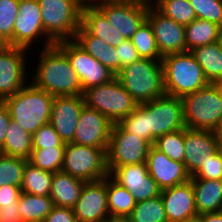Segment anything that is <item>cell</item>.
Instances as JSON below:
<instances>
[{"mask_svg":"<svg viewBox=\"0 0 222 222\" xmlns=\"http://www.w3.org/2000/svg\"><path fill=\"white\" fill-rule=\"evenodd\" d=\"M38 65L31 80L35 87L54 97L82 95V86L75 70L65 55L56 45L41 49Z\"/></svg>","mask_w":222,"mask_h":222,"instance_id":"cell-1","label":"cell"},{"mask_svg":"<svg viewBox=\"0 0 222 222\" xmlns=\"http://www.w3.org/2000/svg\"><path fill=\"white\" fill-rule=\"evenodd\" d=\"M53 95L35 87L30 81L20 91L3 100L11 119L33 135L50 121Z\"/></svg>","mask_w":222,"mask_h":222,"instance_id":"cell-2","label":"cell"},{"mask_svg":"<svg viewBox=\"0 0 222 222\" xmlns=\"http://www.w3.org/2000/svg\"><path fill=\"white\" fill-rule=\"evenodd\" d=\"M137 104L165 95L161 60L140 58L115 76Z\"/></svg>","mask_w":222,"mask_h":222,"instance_id":"cell-3","label":"cell"},{"mask_svg":"<svg viewBox=\"0 0 222 222\" xmlns=\"http://www.w3.org/2000/svg\"><path fill=\"white\" fill-rule=\"evenodd\" d=\"M161 62L167 95L182 98L210 84L190 51L167 54L162 57Z\"/></svg>","mask_w":222,"mask_h":222,"instance_id":"cell-4","label":"cell"},{"mask_svg":"<svg viewBox=\"0 0 222 222\" xmlns=\"http://www.w3.org/2000/svg\"><path fill=\"white\" fill-rule=\"evenodd\" d=\"M182 102L186 128L215 130L222 118V94L215 84L184 95Z\"/></svg>","mask_w":222,"mask_h":222,"instance_id":"cell-5","label":"cell"},{"mask_svg":"<svg viewBox=\"0 0 222 222\" xmlns=\"http://www.w3.org/2000/svg\"><path fill=\"white\" fill-rule=\"evenodd\" d=\"M44 33L54 42L74 40L81 26L78 0H38Z\"/></svg>","mask_w":222,"mask_h":222,"instance_id":"cell-6","label":"cell"},{"mask_svg":"<svg viewBox=\"0 0 222 222\" xmlns=\"http://www.w3.org/2000/svg\"><path fill=\"white\" fill-rule=\"evenodd\" d=\"M82 95L87 107L96 109L112 123H118L138 106L116 77L84 90Z\"/></svg>","mask_w":222,"mask_h":222,"instance_id":"cell-7","label":"cell"},{"mask_svg":"<svg viewBox=\"0 0 222 222\" xmlns=\"http://www.w3.org/2000/svg\"><path fill=\"white\" fill-rule=\"evenodd\" d=\"M62 172L85 182L105 179L109 173L102 148L66 143Z\"/></svg>","mask_w":222,"mask_h":222,"instance_id":"cell-8","label":"cell"},{"mask_svg":"<svg viewBox=\"0 0 222 222\" xmlns=\"http://www.w3.org/2000/svg\"><path fill=\"white\" fill-rule=\"evenodd\" d=\"M151 146L140 136L125 131L118 123H113L106 151L108 173L119 166L146 162Z\"/></svg>","mask_w":222,"mask_h":222,"instance_id":"cell-9","label":"cell"},{"mask_svg":"<svg viewBox=\"0 0 222 222\" xmlns=\"http://www.w3.org/2000/svg\"><path fill=\"white\" fill-rule=\"evenodd\" d=\"M148 142L153 145L156 138L186 128L182 98L163 95L147 102Z\"/></svg>","mask_w":222,"mask_h":222,"instance_id":"cell-10","label":"cell"},{"mask_svg":"<svg viewBox=\"0 0 222 222\" xmlns=\"http://www.w3.org/2000/svg\"><path fill=\"white\" fill-rule=\"evenodd\" d=\"M55 44L65 53L71 67L77 73L82 91L108 83L115 78V74L82 49L74 40H63Z\"/></svg>","mask_w":222,"mask_h":222,"instance_id":"cell-11","label":"cell"},{"mask_svg":"<svg viewBox=\"0 0 222 222\" xmlns=\"http://www.w3.org/2000/svg\"><path fill=\"white\" fill-rule=\"evenodd\" d=\"M151 2L145 0H113L96 7L125 39H130L147 19Z\"/></svg>","mask_w":222,"mask_h":222,"instance_id":"cell-12","label":"cell"},{"mask_svg":"<svg viewBox=\"0 0 222 222\" xmlns=\"http://www.w3.org/2000/svg\"><path fill=\"white\" fill-rule=\"evenodd\" d=\"M28 51L22 47L0 45V101L13 96L28 84Z\"/></svg>","mask_w":222,"mask_h":222,"instance_id":"cell-13","label":"cell"},{"mask_svg":"<svg viewBox=\"0 0 222 222\" xmlns=\"http://www.w3.org/2000/svg\"><path fill=\"white\" fill-rule=\"evenodd\" d=\"M41 48L55 44L45 33L42 24L40 4L38 0H19L18 15L13 29V46L30 50L40 40ZM44 37V38H43Z\"/></svg>","mask_w":222,"mask_h":222,"instance_id":"cell-14","label":"cell"},{"mask_svg":"<svg viewBox=\"0 0 222 222\" xmlns=\"http://www.w3.org/2000/svg\"><path fill=\"white\" fill-rule=\"evenodd\" d=\"M77 222H107L110 220L107 200V177L85 182L80 197L72 208Z\"/></svg>","mask_w":222,"mask_h":222,"instance_id":"cell-15","label":"cell"},{"mask_svg":"<svg viewBox=\"0 0 222 222\" xmlns=\"http://www.w3.org/2000/svg\"><path fill=\"white\" fill-rule=\"evenodd\" d=\"M113 123L96 109L84 105L72 143L108 149Z\"/></svg>","mask_w":222,"mask_h":222,"instance_id":"cell-16","label":"cell"},{"mask_svg":"<svg viewBox=\"0 0 222 222\" xmlns=\"http://www.w3.org/2000/svg\"><path fill=\"white\" fill-rule=\"evenodd\" d=\"M147 20L152 26L160 55L186 52L185 26L165 17L152 4L149 5Z\"/></svg>","mask_w":222,"mask_h":222,"instance_id":"cell-17","label":"cell"},{"mask_svg":"<svg viewBox=\"0 0 222 222\" xmlns=\"http://www.w3.org/2000/svg\"><path fill=\"white\" fill-rule=\"evenodd\" d=\"M109 176L125 187L136 203L161 195L162 190L149 175L146 162L116 167Z\"/></svg>","mask_w":222,"mask_h":222,"instance_id":"cell-18","label":"cell"},{"mask_svg":"<svg viewBox=\"0 0 222 222\" xmlns=\"http://www.w3.org/2000/svg\"><path fill=\"white\" fill-rule=\"evenodd\" d=\"M219 149L214 131L184 128V164L191 177Z\"/></svg>","mask_w":222,"mask_h":222,"instance_id":"cell-19","label":"cell"},{"mask_svg":"<svg viewBox=\"0 0 222 222\" xmlns=\"http://www.w3.org/2000/svg\"><path fill=\"white\" fill-rule=\"evenodd\" d=\"M85 103L83 95L54 97L49 123L64 143H70Z\"/></svg>","mask_w":222,"mask_h":222,"instance_id":"cell-20","label":"cell"},{"mask_svg":"<svg viewBox=\"0 0 222 222\" xmlns=\"http://www.w3.org/2000/svg\"><path fill=\"white\" fill-rule=\"evenodd\" d=\"M146 165L149 175L161 190L185 183L191 179L184 163L170 159L153 145L147 155Z\"/></svg>","mask_w":222,"mask_h":222,"instance_id":"cell-21","label":"cell"},{"mask_svg":"<svg viewBox=\"0 0 222 222\" xmlns=\"http://www.w3.org/2000/svg\"><path fill=\"white\" fill-rule=\"evenodd\" d=\"M168 222H187L198 217L191 179L161 191Z\"/></svg>","mask_w":222,"mask_h":222,"instance_id":"cell-22","label":"cell"},{"mask_svg":"<svg viewBox=\"0 0 222 222\" xmlns=\"http://www.w3.org/2000/svg\"><path fill=\"white\" fill-rule=\"evenodd\" d=\"M81 26L90 35L100 38L113 47H118L126 40L96 6L82 7Z\"/></svg>","mask_w":222,"mask_h":222,"instance_id":"cell-23","label":"cell"},{"mask_svg":"<svg viewBox=\"0 0 222 222\" xmlns=\"http://www.w3.org/2000/svg\"><path fill=\"white\" fill-rule=\"evenodd\" d=\"M198 215L222 211V180L191 178Z\"/></svg>","mask_w":222,"mask_h":222,"instance_id":"cell-24","label":"cell"},{"mask_svg":"<svg viewBox=\"0 0 222 222\" xmlns=\"http://www.w3.org/2000/svg\"><path fill=\"white\" fill-rule=\"evenodd\" d=\"M74 41L113 74L116 75L119 72V56L115 47L108 45L96 36L90 35L82 26L77 31Z\"/></svg>","mask_w":222,"mask_h":222,"instance_id":"cell-25","label":"cell"},{"mask_svg":"<svg viewBox=\"0 0 222 222\" xmlns=\"http://www.w3.org/2000/svg\"><path fill=\"white\" fill-rule=\"evenodd\" d=\"M85 181L62 171L53 173L50 197L54 206L73 208Z\"/></svg>","mask_w":222,"mask_h":222,"instance_id":"cell-26","label":"cell"},{"mask_svg":"<svg viewBox=\"0 0 222 222\" xmlns=\"http://www.w3.org/2000/svg\"><path fill=\"white\" fill-rule=\"evenodd\" d=\"M107 200L111 219L126 220L136 205L133 195L107 176Z\"/></svg>","mask_w":222,"mask_h":222,"instance_id":"cell-27","label":"cell"},{"mask_svg":"<svg viewBox=\"0 0 222 222\" xmlns=\"http://www.w3.org/2000/svg\"><path fill=\"white\" fill-rule=\"evenodd\" d=\"M209 83L215 84L222 78V51L218 42L199 46L190 51Z\"/></svg>","mask_w":222,"mask_h":222,"instance_id":"cell-28","label":"cell"},{"mask_svg":"<svg viewBox=\"0 0 222 222\" xmlns=\"http://www.w3.org/2000/svg\"><path fill=\"white\" fill-rule=\"evenodd\" d=\"M32 149V135L11 119L0 153L28 160Z\"/></svg>","mask_w":222,"mask_h":222,"instance_id":"cell-29","label":"cell"},{"mask_svg":"<svg viewBox=\"0 0 222 222\" xmlns=\"http://www.w3.org/2000/svg\"><path fill=\"white\" fill-rule=\"evenodd\" d=\"M221 30L222 28L215 23L196 18L190 24L185 25L186 52L217 42Z\"/></svg>","mask_w":222,"mask_h":222,"instance_id":"cell-30","label":"cell"},{"mask_svg":"<svg viewBox=\"0 0 222 222\" xmlns=\"http://www.w3.org/2000/svg\"><path fill=\"white\" fill-rule=\"evenodd\" d=\"M54 207L50 196H37L21 192L18 209L24 222H43Z\"/></svg>","mask_w":222,"mask_h":222,"instance_id":"cell-31","label":"cell"},{"mask_svg":"<svg viewBox=\"0 0 222 222\" xmlns=\"http://www.w3.org/2000/svg\"><path fill=\"white\" fill-rule=\"evenodd\" d=\"M22 176V192L37 196L50 195L53 172L42 170L27 161Z\"/></svg>","mask_w":222,"mask_h":222,"instance_id":"cell-32","label":"cell"},{"mask_svg":"<svg viewBox=\"0 0 222 222\" xmlns=\"http://www.w3.org/2000/svg\"><path fill=\"white\" fill-rule=\"evenodd\" d=\"M151 4L165 17L184 26L197 18L189 0H153Z\"/></svg>","mask_w":222,"mask_h":222,"instance_id":"cell-33","label":"cell"},{"mask_svg":"<svg viewBox=\"0 0 222 222\" xmlns=\"http://www.w3.org/2000/svg\"><path fill=\"white\" fill-rule=\"evenodd\" d=\"M127 222H168L161 195L136 203Z\"/></svg>","mask_w":222,"mask_h":222,"instance_id":"cell-34","label":"cell"},{"mask_svg":"<svg viewBox=\"0 0 222 222\" xmlns=\"http://www.w3.org/2000/svg\"><path fill=\"white\" fill-rule=\"evenodd\" d=\"M65 147L33 148L28 159L32 165L49 172L62 170Z\"/></svg>","mask_w":222,"mask_h":222,"instance_id":"cell-35","label":"cell"},{"mask_svg":"<svg viewBox=\"0 0 222 222\" xmlns=\"http://www.w3.org/2000/svg\"><path fill=\"white\" fill-rule=\"evenodd\" d=\"M141 58L161 60L151 24L146 19L130 38Z\"/></svg>","mask_w":222,"mask_h":222,"instance_id":"cell-36","label":"cell"},{"mask_svg":"<svg viewBox=\"0 0 222 222\" xmlns=\"http://www.w3.org/2000/svg\"><path fill=\"white\" fill-rule=\"evenodd\" d=\"M19 0H0V45L13 46V29Z\"/></svg>","mask_w":222,"mask_h":222,"instance_id":"cell-37","label":"cell"},{"mask_svg":"<svg viewBox=\"0 0 222 222\" xmlns=\"http://www.w3.org/2000/svg\"><path fill=\"white\" fill-rule=\"evenodd\" d=\"M153 146L170 159L184 163V129L156 138Z\"/></svg>","mask_w":222,"mask_h":222,"instance_id":"cell-38","label":"cell"},{"mask_svg":"<svg viewBox=\"0 0 222 222\" xmlns=\"http://www.w3.org/2000/svg\"><path fill=\"white\" fill-rule=\"evenodd\" d=\"M28 160L0 153V186H21L23 169Z\"/></svg>","mask_w":222,"mask_h":222,"instance_id":"cell-39","label":"cell"},{"mask_svg":"<svg viewBox=\"0 0 222 222\" xmlns=\"http://www.w3.org/2000/svg\"><path fill=\"white\" fill-rule=\"evenodd\" d=\"M118 124L127 132L138 135L148 142L147 102L138 106Z\"/></svg>","mask_w":222,"mask_h":222,"instance_id":"cell-40","label":"cell"},{"mask_svg":"<svg viewBox=\"0 0 222 222\" xmlns=\"http://www.w3.org/2000/svg\"><path fill=\"white\" fill-rule=\"evenodd\" d=\"M196 17L222 28V0H189Z\"/></svg>","mask_w":222,"mask_h":222,"instance_id":"cell-41","label":"cell"},{"mask_svg":"<svg viewBox=\"0 0 222 222\" xmlns=\"http://www.w3.org/2000/svg\"><path fill=\"white\" fill-rule=\"evenodd\" d=\"M64 143L53 126L48 123L41 126L32 135V147L33 148H49V147H65Z\"/></svg>","mask_w":222,"mask_h":222,"instance_id":"cell-42","label":"cell"},{"mask_svg":"<svg viewBox=\"0 0 222 222\" xmlns=\"http://www.w3.org/2000/svg\"><path fill=\"white\" fill-rule=\"evenodd\" d=\"M191 178L222 180V148L205 164H202V167Z\"/></svg>","mask_w":222,"mask_h":222,"instance_id":"cell-43","label":"cell"},{"mask_svg":"<svg viewBox=\"0 0 222 222\" xmlns=\"http://www.w3.org/2000/svg\"><path fill=\"white\" fill-rule=\"evenodd\" d=\"M115 49L119 56V71L121 68L141 58L130 39L124 40L118 47H115Z\"/></svg>","mask_w":222,"mask_h":222,"instance_id":"cell-44","label":"cell"},{"mask_svg":"<svg viewBox=\"0 0 222 222\" xmlns=\"http://www.w3.org/2000/svg\"><path fill=\"white\" fill-rule=\"evenodd\" d=\"M21 187L14 185L0 186V207L9 205H18Z\"/></svg>","mask_w":222,"mask_h":222,"instance_id":"cell-45","label":"cell"},{"mask_svg":"<svg viewBox=\"0 0 222 222\" xmlns=\"http://www.w3.org/2000/svg\"><path fill=\"white\" fill-rule=\"evenodd\" d=\"M43 222H77L72 208L54 206Z\"/></svg>","mask_w":222,"mask_h":222,"instance_id":"cell-46","label":"cell"},{"mask_svg":"<svg viewBox=\"0 0 222 222\" xmlns=\"http://www.w3.org/2000/svg\"><path fill=\"white\" fill-rule=\"evenodd\" d=\"M0 208V222H24L19 213L18 205H5Z\"/></svg>","mask_w":222,"mask_h":222,"instance_id":"cell-47","label":"cell"},{"mask_svg":"<svg viewBox=\"0 0 222 222\" xmlns=\"http://www.w3.org/2000/svg\"><path fill=\"white\" fill-rule=\"evenodd\" d=\"M11 122V115L4 104L0 101V148L3 146L6 137V131Z\"/></svg>","mask_w":222,"mask_h":222,"instance_id":"cell-48","label":"cell"},{"mask_svg":"<svg viewBox=\"0 0 222 222\" xmlns=\"http://www.w3.org/2000/svg\"><path fill=\"white\" fill-rule=\"evenodd\" d=\"M201 222H222V211L215 213H206L198 215L197 217Z\"/></svg>","mask_w":222,"mask_h":222,"instance_id":"cell-49","label":"cell"},{"mask_svg":"<svg viewBox=\"0 0 222 222\" xmlns=\"http://www.w3.org/2000/svg\"><path fill=\"white\" fill-rule=\"evenodd\" d=\"M107 1H113V0H78L79 4L82 7L85 6H96L99 3L107 2Z\"/></svg>","mask_w":222,"mask_h":222,"instance_id":"cell-50","label":"cell"},{"mask_svg":"<svg viewBox=\"0 0 222 222\" xmlns=\"http://www.w3.org/2000/svg\"><path fill=\"white\" fill-rule=\"evenodd\" d=\"M217 141L219 142L220 148H222V118L219 121L218 126L214 130Z\"/></svg>","mask_w":222,"mask_h":222,"instance_id":"cell-51","label":"cell"},{"mask_svg":"<svg viewBox=\"0 0 222 222\" xmlns=\"http://www.w3.org/2000/svg\"><path fill=\"white\" fill-rule=\"evenodd\" d=\"M215 85L219 88V90H220V92H221V94H222V78L219 79V80L215 83Z\"/></svg>","mask_w":222,"mask_h":222,"instance_id":"cell-52","label":"cell"},{"mask_svg":"<svg viewBox=\"0 0 222 222\" xmlns=\"http://www.w3.org/2000/svg\"><path fill=\"white\" fill-rule=\"evenodd\" d=\"M218 44H219V46H220V48H221V51H222V30H221V32H220V34H219V38H218Z\"/></svg>","mask_w":222,"mask_h":222,"instance_id":"cell-53","label":"cell"},{"mask_svg":"<svg viewBox=\"0 0 222 222\" xmlns=\"http://www.w3.org/2000/svg\"><path fill=\"white\" fill-rule=\"evenodd\" d=\"M107 222H127L126 220L110 219Z\"/></svg>","mask_w":222,"mask_h":222,"instance_id":"cell-54","label":"cell"},{"mask_svg":"<svg viewBox=\"0 0 222 222\" xmlns=\"http://www.w3.org/2000/svg\"><path fill=\"white\" fill-rule=\"evenodd\" d=\"M187 222H201V221L198 218H195V219L189 220Z\"/></svg>","mask_w":222,"mask_h":222,"instance_id":"cell-55","label":"cell"}]
</instances>
